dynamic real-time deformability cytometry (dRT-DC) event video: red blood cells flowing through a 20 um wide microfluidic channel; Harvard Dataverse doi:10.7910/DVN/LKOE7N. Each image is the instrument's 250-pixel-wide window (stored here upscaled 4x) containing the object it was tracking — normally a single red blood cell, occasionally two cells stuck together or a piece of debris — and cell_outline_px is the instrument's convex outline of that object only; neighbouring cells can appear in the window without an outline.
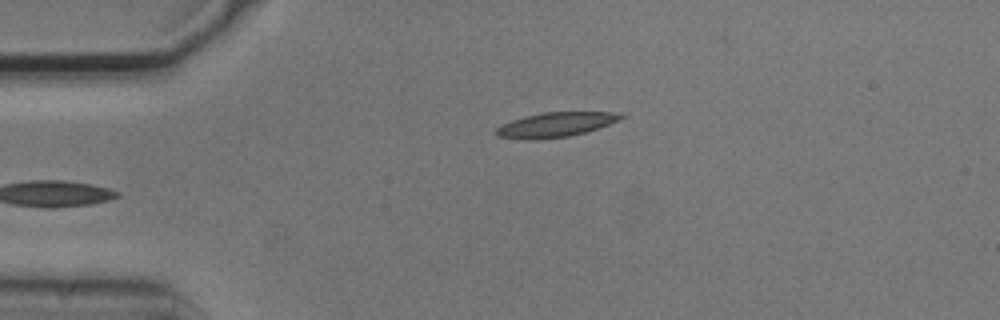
{"species": "common noctule bat (a hibernating species)", "species_latin": "Nyctalus noctula", "temperature_condition": "cold", "stored_images_in_passage": 4, "camera_frame_rate_fps": 3000, "um_per_image_px": 0.085, "animal": {"sex": "male", "body_mass_g": 20.5, "forearm_length_mm": 52.5}, "frame": {"image": 1, "passage_image": 4, "time_ms": 1.0, "image_size_px": [1000, 320], "cell_outline_px": [[628, 116], [608, 124], [584, 132], [568, 136], [536, 140], [524, 140], [496, 136], [492, 132], [496, 128], [512, 120], [524, 116], [544, 112], [620, 112]], "centroid_in_image_um": [47.19, 10.6], "position_along_channel_um": 37.8, "area_um2": 17.98}}